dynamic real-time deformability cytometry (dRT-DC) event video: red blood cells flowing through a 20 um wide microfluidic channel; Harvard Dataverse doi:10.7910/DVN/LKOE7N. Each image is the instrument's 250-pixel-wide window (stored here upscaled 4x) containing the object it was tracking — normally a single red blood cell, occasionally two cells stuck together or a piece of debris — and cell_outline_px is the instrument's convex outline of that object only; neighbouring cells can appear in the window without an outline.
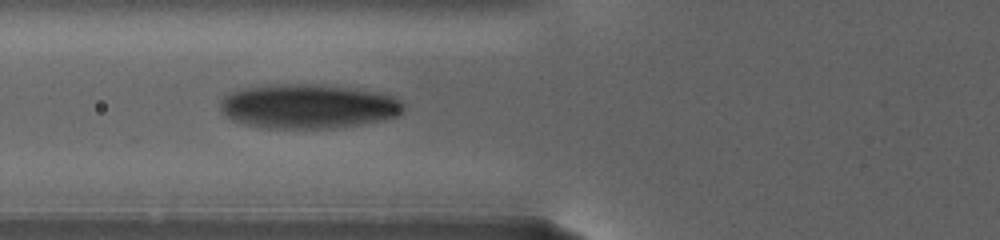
{"species": "human", "species_latin": "Homo sapiens", "temperature_condition": "warm", "stored_images_in_passage": 40, "camera_frame_rate_fps": 3000, "um_per_image_px": 0.085, "donor": {"sex": "female"}, "frame": {"image": 1, "passage_image": 30, "time_ms": 10.667, "image_size_px": [1000, 240], "cell_outline_px": [[404, 108], [396, 116], [384, 120], [364, 124], [340, 128], [264, 128], [244, 124], [232, 120], [224, 116], [220, 108], [220, 100], [228, 92], [244, 88], [276, 84], [324, 84], [360, 88], [380, 92], [392, 96], [400, 100], [404, 104]], "centroid_in_image_um": [26.2, 9.03], "position_along_channel_um": 99.6, "area_um2": 48.21}}
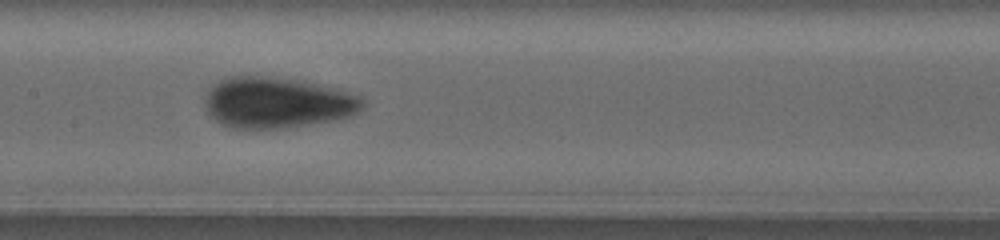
{"frame": {"image": 2, "passage_image": 35, "time_ms": 14.0, "image_size_px": [1000, 240], "cell_outline_px": [[364, 108], [348, 116], [336, 120], [288, 128], [228, 128], [220, 124], [208, 116], [204, 100], [208, 92], [220, 80], [232, 76], [260, 76], [320, 84], [336, 88], [360, 96], [364, 100]], "centroid_in_image_um": [23.55, 8.75], "position_along_channel_um": 183.9, "area_um2": 46.7}}